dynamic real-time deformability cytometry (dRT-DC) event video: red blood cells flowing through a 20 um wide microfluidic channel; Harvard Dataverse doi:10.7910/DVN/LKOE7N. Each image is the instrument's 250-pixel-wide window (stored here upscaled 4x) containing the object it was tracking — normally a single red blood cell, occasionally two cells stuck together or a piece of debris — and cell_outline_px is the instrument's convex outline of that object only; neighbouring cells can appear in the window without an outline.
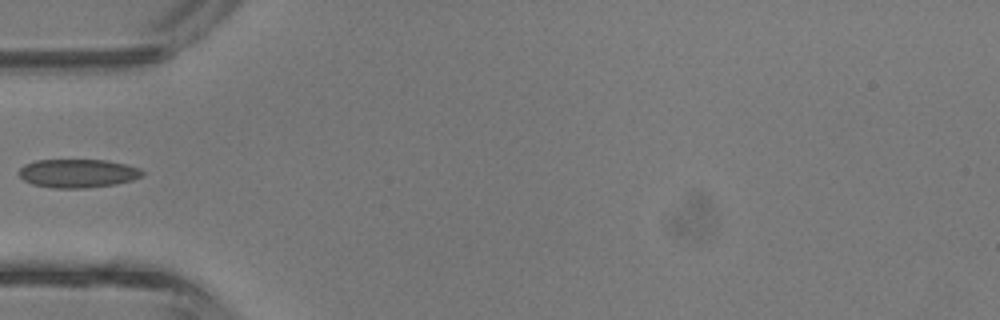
{"species": "common noctule bat (a hibernating species)", "species_latin": "Nyctalus noctula", "temperature_condition": "room temperature", "stored_images_in_passage": 25, "camera_frame_rate_fps": 3000, "um_per_image_px": 0.085, "animal": {"sex": "male", "body_mass_g": 13.3}, "frame": {"image": 1, "passage_image": 1, "time_ms": 0.0, "image_size_px": [1000, 320], "cell_outline_px": [[144, 172], [140, 176], [132, 180], [116, 184], [84, 188], [52, 188], [32, 184], [24, 180], [16, 172], [24, 164], [36, 160], [104, 160], [124, 164], [140, 168]], "centroid_in_image_um": [6.56, 14.73], "position_along_channel_um": 78.4, "area_um2": 20.52}}
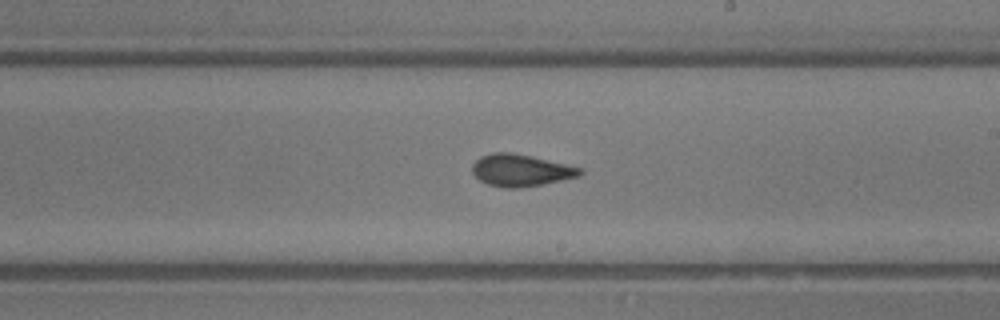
{"frame": {"image": 2, "passage_image": 11, "time_ms": 3.333, "image_size_px": [1000, 320], "cell_outline_px": [[584, 172], [580, 176], [544, 184], [520, 188], [504, 188], [488, 184], [480, 180], [472, 172], [472, 164], [480, 156], [492, 152], [508, 152], [532, 156], [584, 168]], "centroid_in_image_um": [44.29, 14.47], "position_along_channel_um": 244.7, "area_um2": 20.29}}
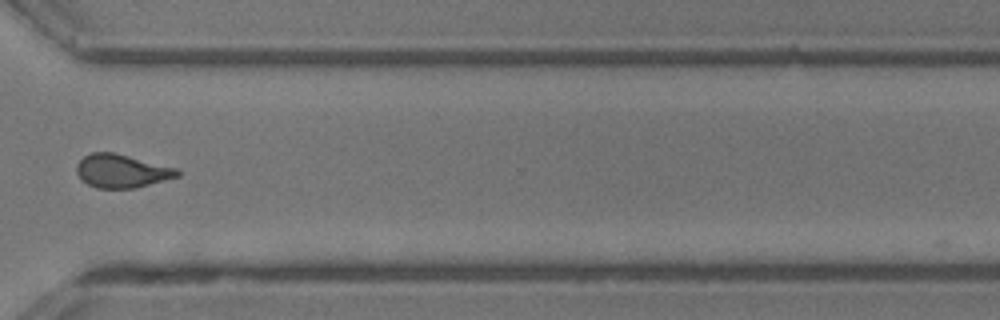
{"frame": {"image": 3, "passage_image": 18, "time_ms": 5.667, "image_size_px": [1000, 320], "cell_outline_px": [[180, 176], [136, 188], [96, 188], [88, 184], [76, 172], [76, 164], [84, 156], [92, 152], [116, 152], [180, 168]], "centroid_in_image_um": [10.4, 14.52], "position_along_channel_um": 360.2, "area_um2": 19.88}}